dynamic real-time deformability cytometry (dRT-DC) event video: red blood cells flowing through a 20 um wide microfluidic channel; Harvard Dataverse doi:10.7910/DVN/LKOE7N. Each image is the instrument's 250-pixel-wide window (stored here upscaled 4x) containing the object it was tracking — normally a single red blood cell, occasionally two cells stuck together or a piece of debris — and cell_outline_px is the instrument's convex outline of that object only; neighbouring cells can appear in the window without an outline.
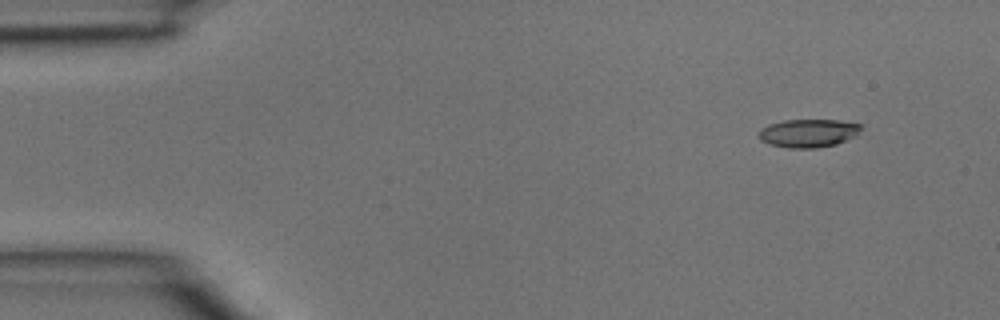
{"species": "common noctule bat (a hibernating species)", "species_latin": "Nyctalus noctula", "temperature_condition": "room temperature", "stored_images_in_passage": 3, "camera_frame_rate_fps": 3000, "um_per_image_px": 0.085, "animal": {"sex": "male", "body_mass_g": 15.6}, "frame": {"image": 1, "passage_image": 1, "time_ms": 0.0, "image_size_px": [1000, 320], "cell_outline_px": [[864, 124], [860, 132], [856, 136], [836, 144], [816, 148], [788, 148], [768, 144], [760, 140], [760, 128], [768, 124], [784, 120], [836, 120]], "centroid_in_image_um": [68.73, 11.31], "position_along_channel_um": 16.3, "area_um2": 16.99}}